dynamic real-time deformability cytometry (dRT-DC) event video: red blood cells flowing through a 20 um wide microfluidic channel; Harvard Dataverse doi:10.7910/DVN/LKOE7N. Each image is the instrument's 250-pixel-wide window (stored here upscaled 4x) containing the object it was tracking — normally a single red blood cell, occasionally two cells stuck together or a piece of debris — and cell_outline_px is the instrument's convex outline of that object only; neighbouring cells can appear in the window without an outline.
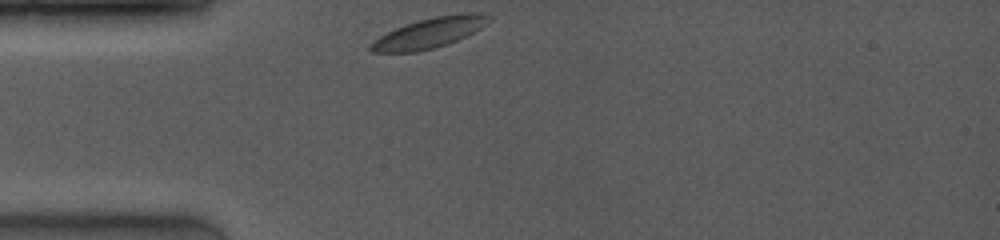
{"species": "common noctule bat (a hibernating species)", "species_latin": "Nyctalus noctula", "temperature_condition": "room temperature", "stored_images_in_passage": 33, "camera_frame_rate_fps": 4000, "um_per_image_px": 0.085, "animal": {"sex": "female", "body_mass_g": 19.0, "forearm_length_mm": 53.3}, "frame": {"image": 1, "passage_image": 1, "time_ms": 0.0, "image_size_px": [1000, 240], "cell_outline_px": [[492, 20], [480, 28], [448, 44], [436, 48], [416, 52], [372, 52], [368, 48], [368, 44], [372, 40], [396, 28], [432, 16], [460, 12], [480, 12], [492, 16]], "centroid_in_image_um": [36.52, 2.78], "position_along_channel_um": 48.5, "area_um2": 20.98}}
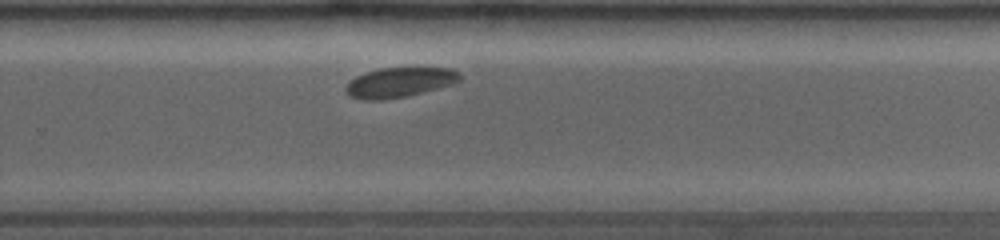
{"frame": {"image": 2, "passage_image": 23, "time_ms": 6.75, "image_size_px": [1000, 240], "cell_outline_px": [[460, 80], [452, 84], [424, 92], [408, 96], [380, 100], [364, 100], [348, 96], [344, 92], [344, 88], [356, 76], [364, 72], [380, 68], [452, 68], [460, 72]], "centroid_in_image_um": [33.93, 7.01], "position_along_channel_um": 295.9, "area_um2": 19.94}}
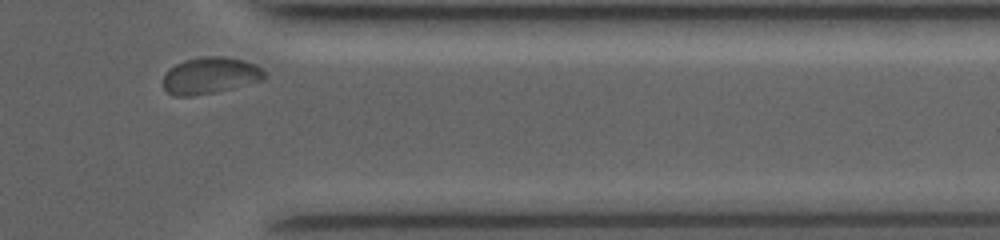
{"frame": {"image": 3, "passage_image": 31, "time_ms": 9.25, "image_size_px": [1000, 240], "cell_outline_px": [[268, 76], [264, 80], [216, 92], [192, 96], [172, 96], [164, 88], [164, 76], [176, 64], [184, 60], [204, 56], [224, 56], [244, 60], [256, 64]], "centroid_in_image_um": [17.9, 6.42], "position_along_channel_um": 393.5, "area_um2": 21.62}, "authors_computed_cell_mechanics": {"area_um2": 20.8658, "velocity_mm_per_s": 3.8826, "shape_relaxation_time_tau1_ms": 0.3449, "shape_relaxation_time_tau2_ms": null, "deformation_change_tau1": 0.0628, "deformation_change_tau2": null}}